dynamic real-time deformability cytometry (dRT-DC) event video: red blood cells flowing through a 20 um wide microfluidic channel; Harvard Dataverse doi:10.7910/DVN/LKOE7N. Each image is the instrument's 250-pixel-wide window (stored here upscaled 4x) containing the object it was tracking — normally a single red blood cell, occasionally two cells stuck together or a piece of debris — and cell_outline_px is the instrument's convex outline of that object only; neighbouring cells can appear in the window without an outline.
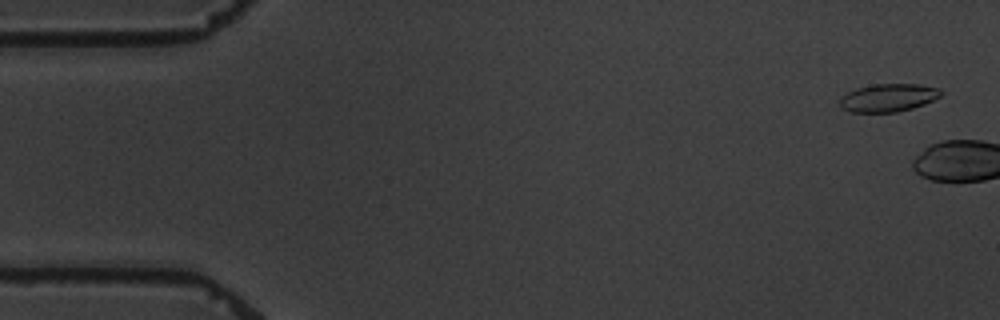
{"species": "common noctule bat (a hibernating species)", "species_latin": "Nyctalus noctula", "temperature_condition": "warm", "stored_images_in_passage": 7, "segment_of_instrument_passage": [1, 2], "camera_frame_rate_fps": 3000, "um_per_image_px": 0.085, "animal": {"sex": "male", "body_mass_g": 19.5, "forearm_length_mm": 54.6}, "frame": {"image": 1, "passage_image": 1, "time_ms": 0.0, "image_size_px": [1000, 320], "cell_outline_px": [[944, 92], [940, 96], [924, 104], [912, 108], [896, 112], [852, 112], [840, 108], [840, 96], [856, 88], [872, 84], [920, 84], [940, 88]], "centroid_in_image_um": [75.5, 8.3], "position_along_channel_um": 9.5, "area_um2": 16.59}}